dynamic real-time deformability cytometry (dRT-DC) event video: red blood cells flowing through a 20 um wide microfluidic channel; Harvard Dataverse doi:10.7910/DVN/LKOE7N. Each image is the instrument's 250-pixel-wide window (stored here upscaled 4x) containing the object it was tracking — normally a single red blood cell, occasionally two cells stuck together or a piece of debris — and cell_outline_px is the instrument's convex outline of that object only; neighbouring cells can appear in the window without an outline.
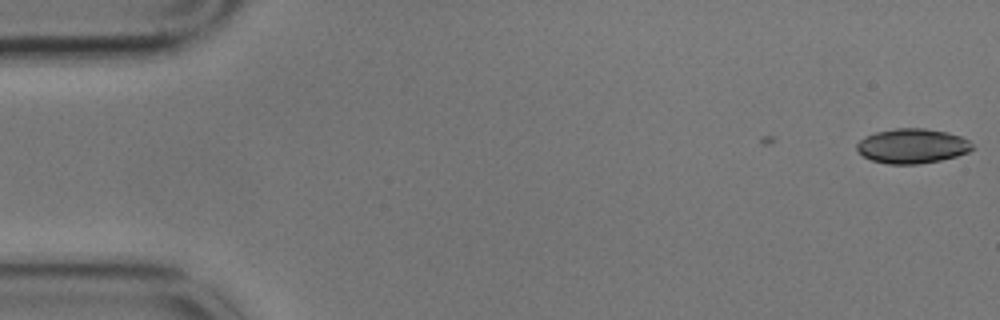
{"species": "common noctule bat (a hibernating species)", "species_latin": "Nyctalus noctula", "temperature_condition": "cold", "stored_images_in_passage": 6, "camera_frame_rate_fps": 3000, "um_per_image_px": 0.085, "animal": {"sex": "male", "body_mass_g": 17.9}, "frame": {"image": 1, "passage_image": 6, "time_ms": 1.667, "image_size_px": [1000, 320], "cell_outline_px": [[972, 148], [968, 152], [956, 156], [940, 160], [916, 164], [888, 164], [872, 160], [864, 156], [856, 148], [856, 144], [864, 136], [876, 132], [896, 128], [924, 128], [948, 132], [960, 136], [968, 140], [972, 144]], "centroid_in_image_um": [77.53, 12.4], "position_along_channel_um": 7.5, "area_um2": 23.24}}